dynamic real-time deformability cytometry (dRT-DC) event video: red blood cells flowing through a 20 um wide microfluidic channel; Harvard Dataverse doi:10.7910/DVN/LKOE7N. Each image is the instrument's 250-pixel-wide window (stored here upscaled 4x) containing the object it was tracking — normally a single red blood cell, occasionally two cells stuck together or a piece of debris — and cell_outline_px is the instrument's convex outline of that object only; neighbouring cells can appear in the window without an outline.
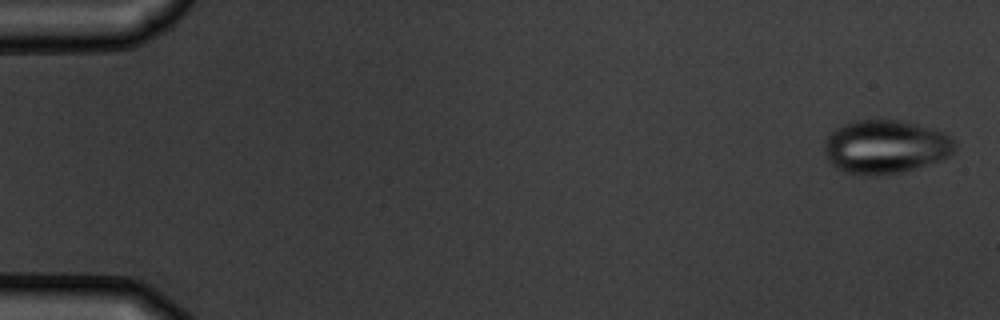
{"species": "common noctule bat (a hibernating species)", "species_latin": "Nyctalus noctula", "temperature_condition": "warm", "stored_images_in_passage": 6, "segment_of_instrument_passage": [1, 2], "camera_frame_rate_fps": 3000, "um_per_image_px": 0.085, "animal": {"sex": "male", "body_mass_g": 19.5, "forearm_length_mm": 54.6}, "frame": {"image": 1, "passage_image": 1, "time_ms": 0.0, "image_size_px": [1000, 320], "cell_outline_px": [[956, 148], [948, 156], [900, 172], [872, 176], [860, 176], [844, 172], [836, 168], [828, 160], [824, 152], [824, 140], [836, 128], [852, 120], [900, 120], [932, 128], [944, 132], [956, 144]], "centroid_in_image_um": [75.2, 12.47], "position_along_channel_um": 9.8, "area_um2": 40.58}}
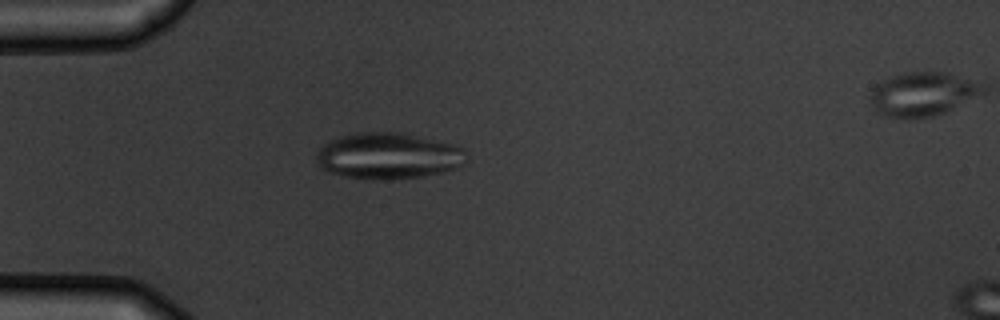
{"frame": {"image": 2, "passage_image": 5, "time_ms": 4.667, "image_size_px": [1000, 320], "cell_outline_px": [[468, 160], [464, 164], [456, 168], [424, 176], [392, 180], [384, 180], [344, 176], [320, 168], [316, 160], [316, 152], [328, 140], [352, 132], [400, 132], [456, 144], [464, 148], [468, 152]], "centroid_in_image_um": [33.04, 13.24], "position_along_channel_um": 52.0, "area_um2": 40.98}}